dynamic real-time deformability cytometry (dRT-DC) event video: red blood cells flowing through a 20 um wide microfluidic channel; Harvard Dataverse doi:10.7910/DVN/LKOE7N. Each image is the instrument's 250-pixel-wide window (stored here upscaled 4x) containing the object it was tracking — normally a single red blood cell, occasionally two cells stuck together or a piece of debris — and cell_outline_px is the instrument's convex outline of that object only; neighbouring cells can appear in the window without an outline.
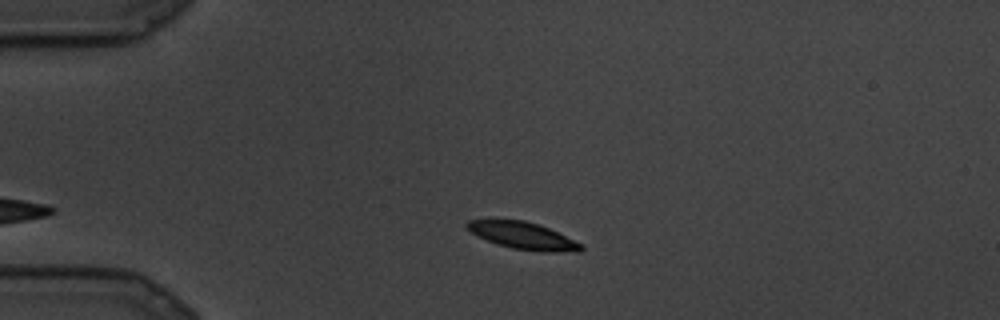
{"species": "common noctule bat (a hibernating species)", "species_latin": "Nyctalus noctula", "temperature_condition": "cold", "stored_images_in_passage": 7, "camera_frame_rate_fps": 3000, "um_per_image_px": 0.085, "animal": {"sex": "male", "body_mass_g": 19.5, "forearm_length_mm": 54.6}, "frame": {"image": 1, "passage_image": 2, "time_ms": 0.333, "image_size_px": [1000, 320], "cell_outline_px": [[584, 248], [580, 252], [540, 252], [512, 248], [496, 244], [472, 232], [464, 224], [468, 220], [492, 216], [524, 220], [548, 228], [580, 244]], "centroid_in_image_um": [44.35, 19.98], "position_along_channel_um": 40.7, "area_um2": 18.38}}
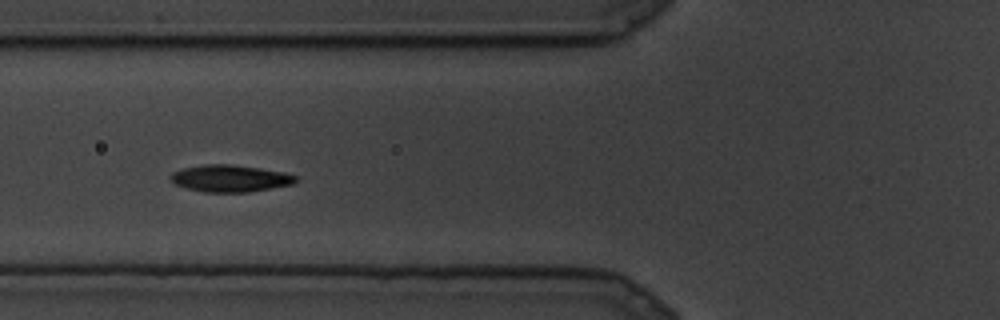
{"frame": {"image": 2, "passage_image": 6, "time_ms": 1.667, "image_size_px": [1000, 320], "cell_outline_px": [[296, 180], [292, 184], [248, 192], [204, 192], [188, 188], [176, 184], [172, 180], [172, 172], [184, 168], [204, 164], [232, 164], [260, 168], [284, 172], [296, 176]], "centroid_in_image_um": [19.57, 15.15], "position_along_channel_um": 106.2, "area_um2": 19.36}}